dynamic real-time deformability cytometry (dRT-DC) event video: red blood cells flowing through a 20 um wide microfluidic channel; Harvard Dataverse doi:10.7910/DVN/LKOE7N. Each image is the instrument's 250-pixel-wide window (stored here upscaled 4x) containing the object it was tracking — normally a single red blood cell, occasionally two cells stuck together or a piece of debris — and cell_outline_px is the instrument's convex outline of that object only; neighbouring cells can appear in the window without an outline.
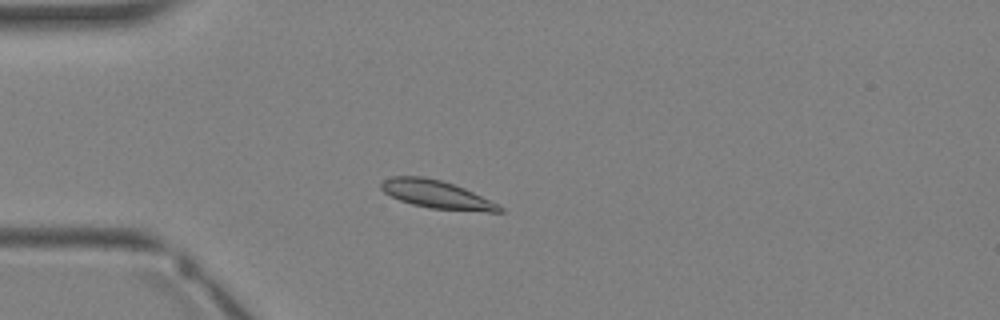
{"species": "Egyptian fruit bat (a non-hibernating species)", "species_latin": "Rousettus aegyptiacus", "temperature_condition": "warm", "stored_images_in_passage": 2, "camera_frame_rate_fps": 3000, "um_per_image_px": 0.085, "animal": {"sex": "female"}, "frame": {"image": 1, "passage_image": 2, "time_ms": 1.333, "image_size_px": [1000, 320], "cell_outline_px": [[504, 212], [488, 212], [428, 208], [412, 204], [400, 200], [384, 192], [380, 188], [380, 184], [384, 180], [392, 176], [424, 176], [440, 180], [464, 188], [504, 208]], "centroid_in_image_um": [37.08, 16.53], "position_along_channel_um": 47.9, "area_um2": 19.07}}